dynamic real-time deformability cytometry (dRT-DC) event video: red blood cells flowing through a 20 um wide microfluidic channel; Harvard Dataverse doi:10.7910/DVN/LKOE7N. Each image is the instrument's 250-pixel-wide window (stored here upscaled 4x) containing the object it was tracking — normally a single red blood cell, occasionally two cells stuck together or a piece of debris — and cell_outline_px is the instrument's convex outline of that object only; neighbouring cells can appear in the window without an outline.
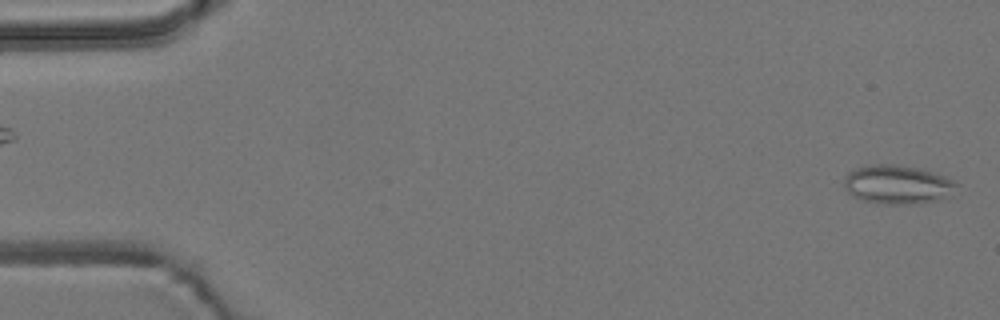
{"species": "common noctule bat (a hibernating species)", "species_latin": "Nyctalus noctula", "temperature_condition": "room temperature", "stored_images_in_passage": 6, "camera_frame_rate_fps": 3000, "um_per_image_px": 0.085, "animal": {"sex": "male", "body_mass_g": 19.2, "forearm_length_mm": 51.8}, "frame": {"image": 1, "passage_image": 6, "time_ms": 1.667, "image_size_px": [1000, 320], "cell_outline_px": [[960, 184], [940, 200], [920, 204], [880, 204], [860, 200], [852, 196], [848, 192], [844, 184], [844, 180], [848, 172], [856, 168], [872, 164], [892, 164], [924, 168], [944, 176]], "centroid_in_image_um": [76.27, 15.69], "position_along_channel_um": 8.7, "area_um2": 25.72}}